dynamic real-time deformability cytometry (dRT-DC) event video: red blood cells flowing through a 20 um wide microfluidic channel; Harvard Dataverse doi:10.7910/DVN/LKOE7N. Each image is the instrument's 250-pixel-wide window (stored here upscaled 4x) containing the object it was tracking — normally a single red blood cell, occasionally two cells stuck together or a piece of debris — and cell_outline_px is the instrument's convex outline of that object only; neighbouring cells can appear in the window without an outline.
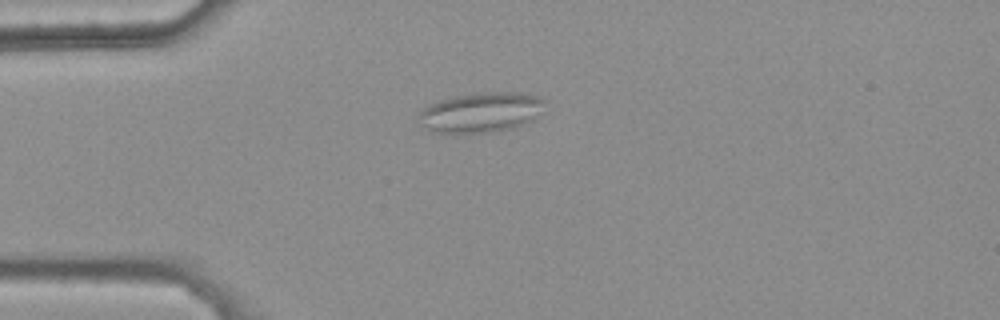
{"species": "common noctule bat (a hibernating species)", "species_latin": "Nyctalus noctula", "temperature_condition": "warm", "stored_images_in_passage": 36, "camera_frame_rate_fps": 3000, "um_per_image_px": 0.085, "animal": {"sex": "female", "body_mass_g": 25.1}, "frame": {"image": 1, "passage_image": 1, "time_ms": 0.0, "image_size_px": [1000, 320], "cell_outline_px": [[548, 100], [544, 112], [536, 120], [512, 128], [492, 132], [432, 132], [420, 124], [420, 112], [424, 108], [440, 100], [452, 96], [484, 92], [520, 92], [536, 96]], "centroid_in_image_um": [41.0, 9.54], "position_along_channel_um": 44.0, "area_um2": 29.65}}
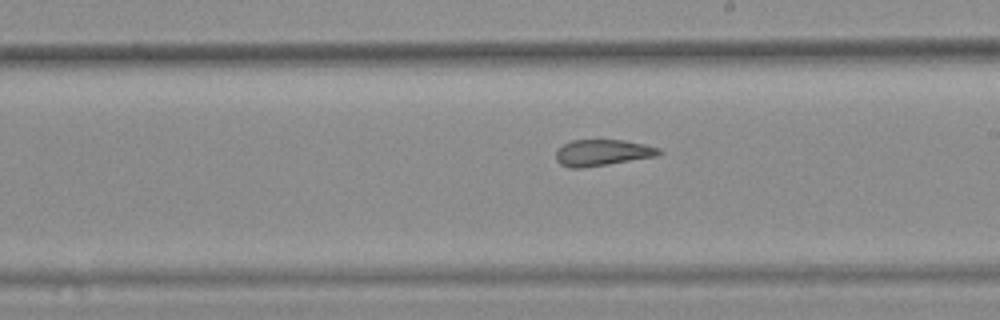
{"frame": {"image": 2, "passage_image": 18, "time_ms": 5.667, "image_size_px": [1000, 320], "cell_outline_px": [[664, 152], [656, 156], [608, 164], [580, 168], [568, 168], [560, 164], [556, 160], [556, 148], [572, 140], [624, 140], [644, 144], [660, 148]], "centroid_in_image_um": [51.19, 12.97], "position_along_channel_um": 237.8, "area_um2": 15.84}}
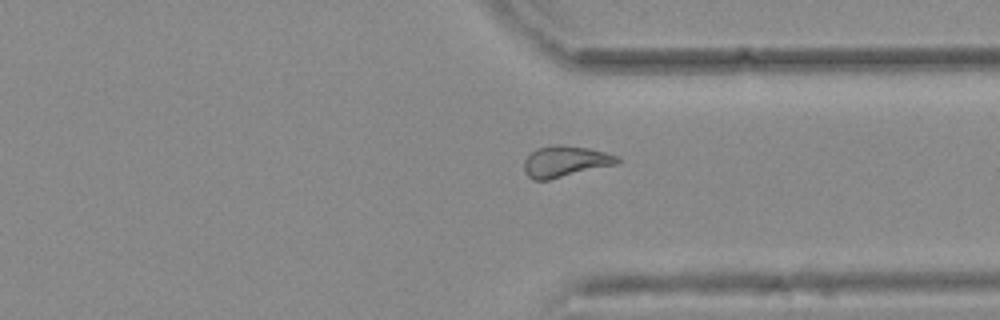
{"frame": {"image": 3, "passage_image": 28, "time_ms": 9.0, "image_size_px": [1000, 320], "cell_outline_px": [[620, 164], [548, 180], [532, 180], [524, 172], [524, 160], [536, 148], [552, 144], [560, 144], [588, 148], [604, 152], [616, 156], [620, 160]], "centroid_in_image_um": [48.04, 13.73], "position_along_channel_um": 363.4, "area_um2": 17.11}, "authors_computed_cell_mechanics": {"area_um2": 16.6753, "velocity_mm_per_s": 3.7504, "shape_relaxation_time_tau1_ms": null, "shape_relaxation_time_tau2_ms": 2.3436, "deformation_change_tau1": null, "deformation_change_tau2": 0.1172}}